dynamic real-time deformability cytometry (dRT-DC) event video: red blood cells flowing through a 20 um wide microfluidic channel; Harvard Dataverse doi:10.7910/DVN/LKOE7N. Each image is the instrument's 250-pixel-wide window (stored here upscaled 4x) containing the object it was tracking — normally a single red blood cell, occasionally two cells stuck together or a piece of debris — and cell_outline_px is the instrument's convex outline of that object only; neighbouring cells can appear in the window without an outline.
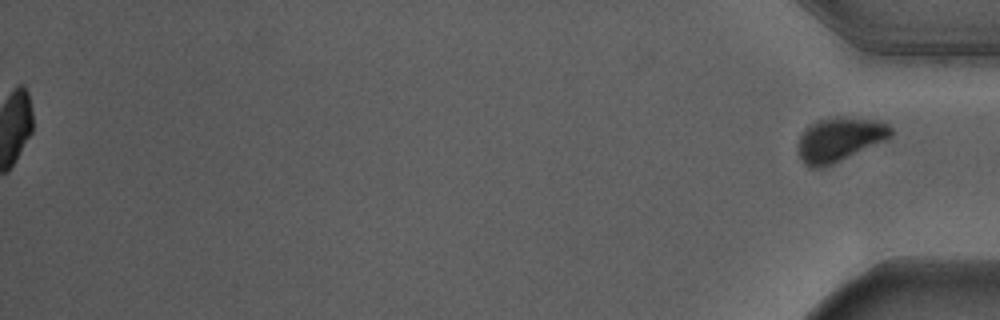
{"species": "Egyptian fruit bat (a non-hibernating species)", "species_latin": "Rousettus aegyptiacus", "temperature_condition": "warm", "stored_images_in_passage": 57, "segment_of_instrument_passage": [2, 2], "camera_frame_rate_fps": 3000, "um_per_image_px": 0.085, "animal": {"sex": "male"}, "frame": {"image": 1, "passage_image": 57, "time_ms": 18.667, "image_size_px": [1000, 320], "cell_outline_px": [[892, 136], [884, 140], [832, 164], [820, 168], [812, 168], [804, 164], [800, 156], [796, 144], [800, 136], [816, 120], [828, 116], [844, 116], [876, 120], [888, 124], [892, 128]], "centroid_in_image_um": [71.33, 11.82], "position_along_channel_um": 363.9, "area_um2": 23.76}}